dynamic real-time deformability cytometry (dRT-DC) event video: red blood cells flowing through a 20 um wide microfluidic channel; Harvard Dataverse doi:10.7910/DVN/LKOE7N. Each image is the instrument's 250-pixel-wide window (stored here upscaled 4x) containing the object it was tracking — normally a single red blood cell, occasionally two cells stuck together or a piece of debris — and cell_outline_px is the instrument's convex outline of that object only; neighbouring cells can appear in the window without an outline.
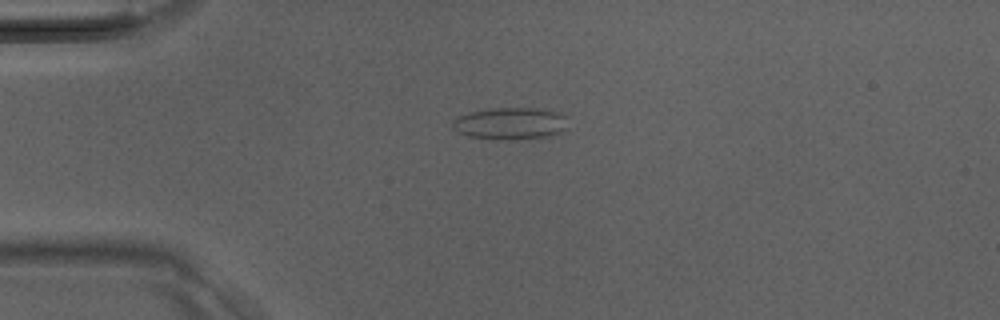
{"species": "Egyptian fruit bat (a non-hibernating species)", "species_latin": "Rousettus aegyptiacus", "temperature_condition": "room temperature", "stored_images_in_passage": 33, "camera_frame_rate_fps": 3000, "um_per_image_px": 0.085, "animal": {"sex": "male"}, "frame": {"image": 1, "passage_image": 3, "time_ms": 0.667, "image_size_px": [1000, 320], "cell_outline_px": [[568, 128], [552, 136], [516, 140], [500, 140], [468, 136], [452, 128], [452, 120], [456, 116], [472, 112], [492, 108], [536, 108], [556, 112], [568, 116]], "centroid_in_image_um": [43.42, 10.51], "position_along_channel_um": 41.6, "area_um2": 21.91}}
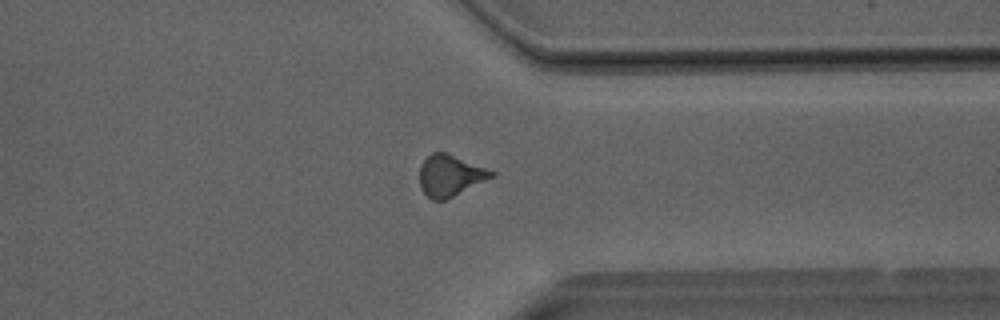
{"frame": {"image": 2, "passage_image": 24, "time_ms": 7.667, "image_size_px": [1000, 320], "cell_outline_px": [[496, 176], [444, 200], [432, 200], [420, 188], [420, 164], [432, 152], [448, 152], [496, 172]], "centroid_in_image_um": [38.27, 14.9], "position_along_channel_um": 373.1, "area_um2": 17.34}}
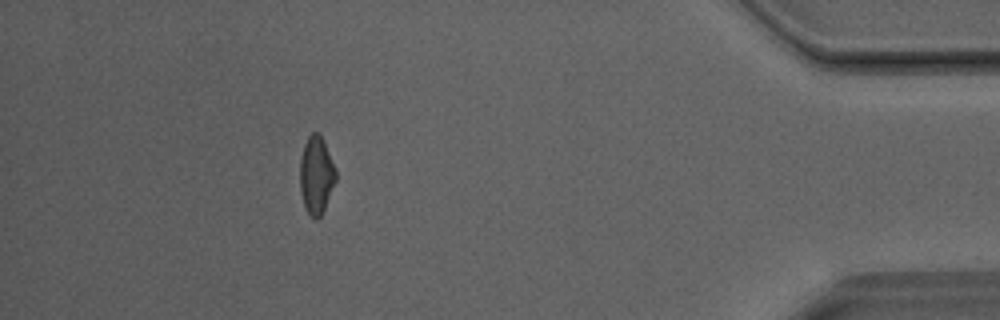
{"frame": {"image": 3, "passage_image": 29, "time_ms": 9.333, "image_size_px": [1000, 320], "cell_outline_px": [[336, 180], [324, 208], [320, 216], [316, 220], [308, 216], [304, 208], [300, 192], [300, 160], [304, 144], [308, 136], [312, 132], [316, 132], [320, 136], [336, 168]], "centroid_in_image_um": [26.86, 14.93], "position_along_channel_um": 408.3, "area_um2": 16.18}}